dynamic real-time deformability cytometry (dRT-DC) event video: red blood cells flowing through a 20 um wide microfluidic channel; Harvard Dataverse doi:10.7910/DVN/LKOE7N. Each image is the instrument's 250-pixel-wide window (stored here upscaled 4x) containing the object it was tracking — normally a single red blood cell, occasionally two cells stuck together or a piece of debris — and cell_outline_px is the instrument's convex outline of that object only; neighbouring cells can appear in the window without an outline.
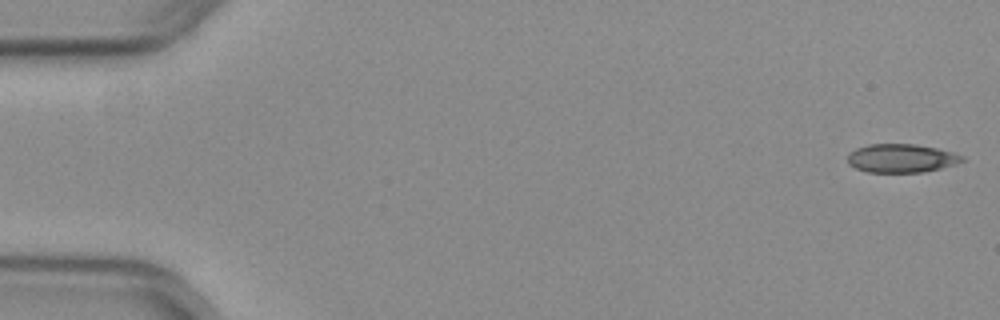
{"species": "common noctule bat (a hibernating species)", "species_latin": "Nyctalus noctula", "temperature_condition": "warm", "stored_images_in_passage": 52, "camera_frame_rate_fps": 3000, "um_per_image_px": 0.085, "animal": {"sex": "female", "body_mass_g": 29.2, "forearm_length_mm": 56.3}, "frame": {"image": 1, "passage_image": 1, "time_ms": 0.0, "image_size_px": [1000, 320], "cell_outline_px": [[964, 160], [956, 164], [940, 168], [920, 172], [868, 172], [856, 168], [848, 164], [848, 156], [856, 148], [868, 144], [916, 144], [936, 148], [952, 152], [964, 156]], "centroid_in_image_um": [76.61, 13.44], "position_along_channel_um": 8.4, "area_um2": 18.9}}
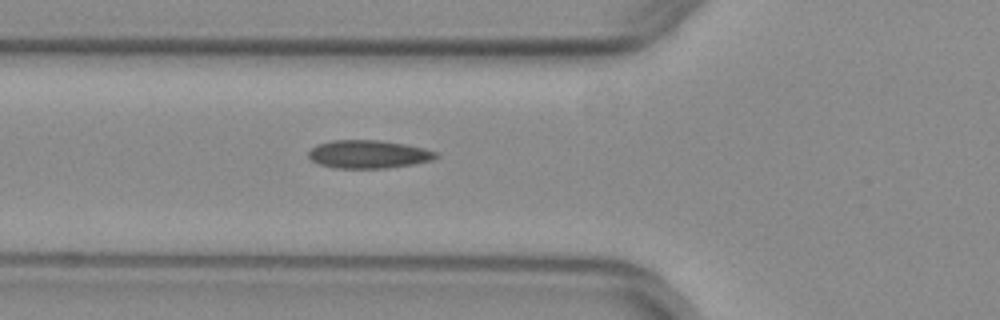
{"frame": {"image": 2, "passage_image": 19, "time_ms": 6.0, "image_size_px": [1000, 320], "cell_outline_px": [[440, 156], [432, 160], [412, 164], [388, 168], [332, 168], [320, 164], [312, 160], [308, 156], [308, 152], [316, 144], [332, 140], [380, 140], [404, 144], [424, 148], [436, 152]], "centroid_in_image_um": [31.31, 13.11], "position_along_channel_um": 94.5, "area_um2": 20.92}}
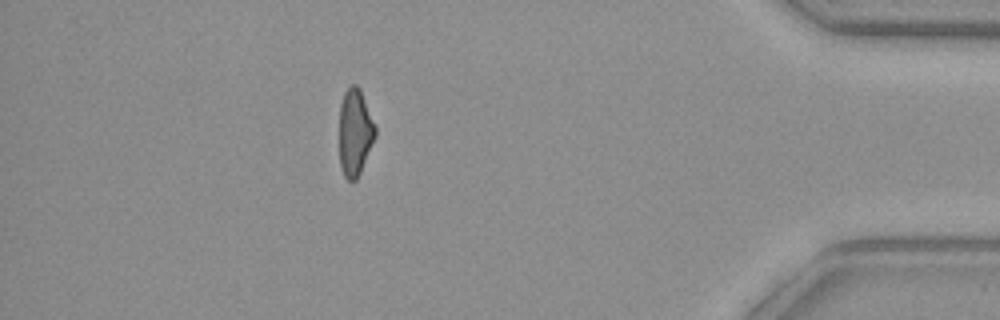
{"frame": {"image": 3, "passage_image": 46, "time_ms": 15.0, "image_size_px": [1000, 320], "cell_outline_px": [[376, 136], [360, 172], [356, 180], [348, 180], [344, 176], [340, 168], [340, 104], [344, 92], [352, 84], [356, 84], [360, 88], [376, 128]], "centroid_in_image_um": [30.17, 11.24], "position_along_channel_um": 405.0, "area_um2": 18.09}, "authors_computed_cell_mechanics": {"area_um2": 19.8543, "velocity_mm_per_s": 3.9891, "shape_relaxation_time_tau1_ms": null, "shape_relaxation_time_tau2_ms": 1.2973, "deformation_change_tau1": null, "deformation_change_tau2": 0.0674}}